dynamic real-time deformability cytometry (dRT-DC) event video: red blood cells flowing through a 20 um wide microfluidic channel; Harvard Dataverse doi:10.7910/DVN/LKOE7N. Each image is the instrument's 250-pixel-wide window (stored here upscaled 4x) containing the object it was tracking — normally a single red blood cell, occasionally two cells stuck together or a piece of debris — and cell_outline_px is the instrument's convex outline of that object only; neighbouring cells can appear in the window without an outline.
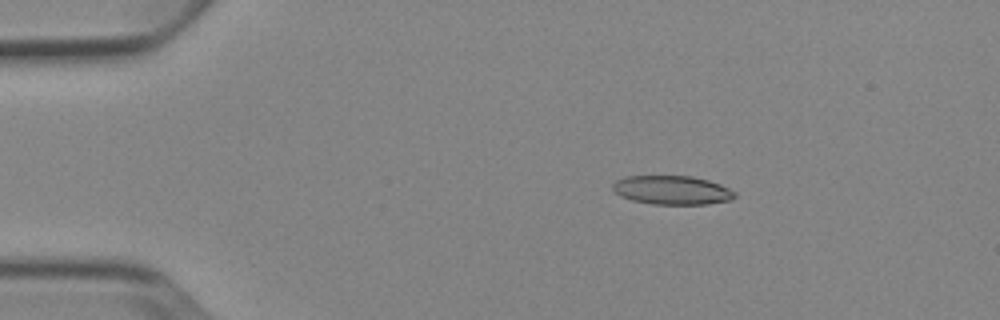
{"species": "Egyptian fruit bat (a non-hibernating species)", "species_latin": "Rousettus aegyptiacus", "temperature_condition": "cold", "stored_images_in_passage": 7, "camera_frame_rate_fps": 3000, "um_per_image_px": 0.085, "animal": {"sex": "female"}, "frame": {"image": 1, "passage_image": 2, "time_ms": 2.0, "image_size_px": [1000, 320], "cell_outline_px": [[736, 196], [732, 200], [708, 204], [652, 204], [632, 200], [620, 196], [612, 188], [612, 184], [616, 180], [624, 176], [692, 176], [708, 180], [720, 184], [736, 192]], "centroid_in_image_um": [57.13, 16.16], "position_along_channel_um": 27.9, "area_um2": 20.63}}
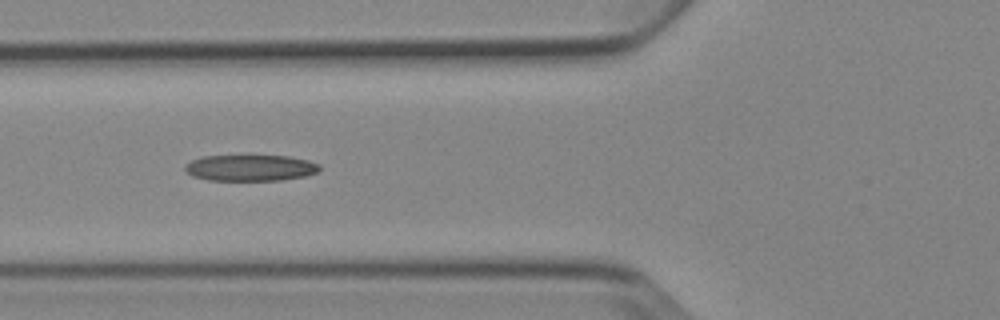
{"frame": {"image": 2, "passage_image": 5, "time_ms": 5.667, "image_size_px": [1000, 320], "cell_outline_px": [[320, 172], [304, 176], [280, 180], [208, 180], [192, 176], [184, 168], [184, 164], [192, 160], [204, 156], [288, 156], [308, 160], [320, 164]], "centroid_in_image_um": [21.3, 14.27], "position_along_channel_um": 104.5, "area_um2": 20.52}}
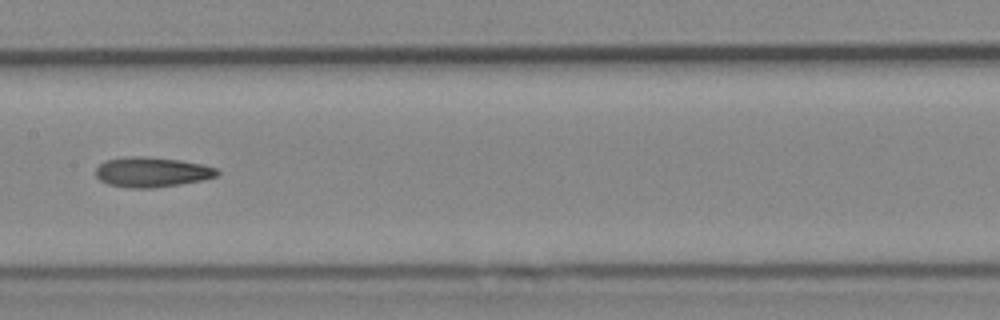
{"frame": {"image": 3, "passage_image": 7, "time_ms": 8.0, "image_size_px": [1000, 320], "cell_outline_px": [[220, 172], [216, 176], [200, 180], [180, 184], [152, 188], [128, 188], [108, 184], [100, 180], [96, 176], [96, 168], [104, 160], [124, 156], [148, 156], [180, 160], [204, 164], [216, 168]], "centroid_in_image_um": [12.88, 14.61], "position_along_channel_um": 194.5, "area_um2": 21.39}}